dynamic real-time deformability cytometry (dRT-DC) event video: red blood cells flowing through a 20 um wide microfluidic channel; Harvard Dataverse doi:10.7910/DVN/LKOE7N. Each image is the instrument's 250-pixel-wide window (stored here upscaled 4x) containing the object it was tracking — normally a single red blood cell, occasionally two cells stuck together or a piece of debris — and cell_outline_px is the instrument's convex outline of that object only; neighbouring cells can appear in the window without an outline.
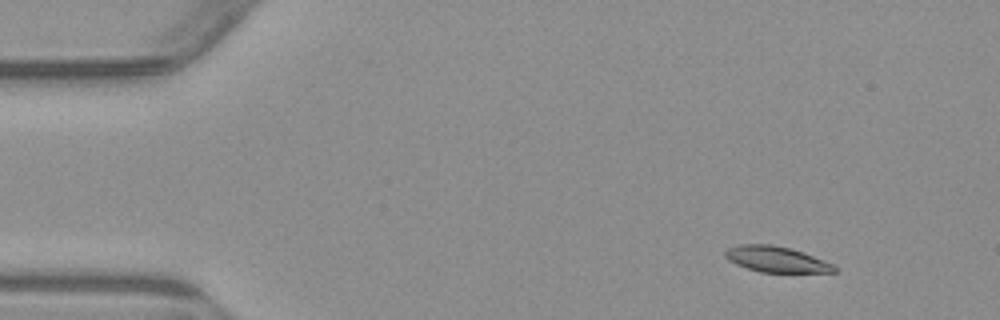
{"species": "common noctule bat (a hibernating species)", "species_latin": "Nyctalus noctula", "temperature_condition": "warm", "stored_images_in_passage": 5, "segment_of_instrument_passage": [1, 2], "camera_frame_rate_fps": 3000, "um_per_image_px": 0.085, "animal": {"sex": "male", "body_mass_g": 23.1, "forearm_length_mm": 52.7}, "frame": {"image": 1, "passage_image": 1, "time_ms": 0.0, "image_size_px": [1000, 320], "cell_outline_px": [[836, 272], [760, 272], [736, 264], [728, 260], [724, 256], [724, 252], [728, 248], [740, 244], [772, 244], [792, 248], [824, 260], [832, 264], [836, 268]], "centroid_in_image_um": [65.96, 22.03], "position_along_channel_um": 19.0, "area_um2": 16.36}}